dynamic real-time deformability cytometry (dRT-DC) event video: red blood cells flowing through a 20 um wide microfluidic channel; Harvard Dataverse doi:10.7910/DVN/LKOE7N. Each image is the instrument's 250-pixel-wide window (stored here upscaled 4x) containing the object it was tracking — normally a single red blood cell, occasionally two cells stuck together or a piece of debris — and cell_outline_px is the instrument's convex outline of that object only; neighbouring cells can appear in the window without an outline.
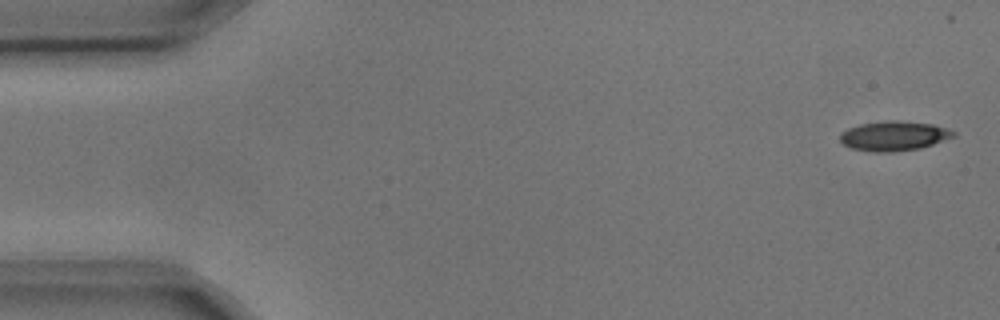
{"species": "common noctule bat (a hibernating species)", "species_latin": "Nyctalus noctula", "temperature_condition": "cold", "stored_images_in_passage": 5, "segment_of_instrument_passage": [1, 2], "camera_frame_rate_fps": 3000, "um_per_image_px": 0.085, "animal": {"sex": "male", "body_mass_g": 17.9, "forearm_length_mm": 54.2}, "frame": {"image": 1, "passage_image": 1, "time_ms": 0.0, "image_size_px": [1000, 320], "cell_outline_px": [[956, 136], [920, 148], [892, 152], [872, 152], [852, 148], [844, 144], [840, 140], [840, 132], [848, 128], [860, 124], [888, 120], [900, 120], [932, 124], [948, 128], [956, 132]], "centroid_in_image_um": [75.99, 11.54], "position_along_channel_um": 9.0, "area_um2": 19.65}}
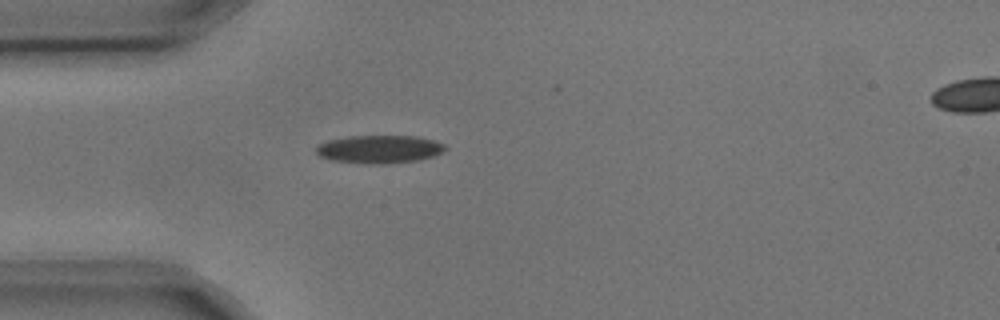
{"frame": {"image": 2, "passage_image": 4, "time_ms": 1.0, "image_size_px": [1000, 320], "cell_outline_px": [[448, 148], [444, 152], [432, 156], [416, 160], [388, 164], [368, 164], [332, 160], [320, 156], [316, 152], [316, 144], [328, 140], [352, 136], [416, 136], [436, 140], [444, 144]], "centroid_in_image_um": [32.26, 12.68], "position_along_channel_um": 52.7, "area_um2": 21.21}}